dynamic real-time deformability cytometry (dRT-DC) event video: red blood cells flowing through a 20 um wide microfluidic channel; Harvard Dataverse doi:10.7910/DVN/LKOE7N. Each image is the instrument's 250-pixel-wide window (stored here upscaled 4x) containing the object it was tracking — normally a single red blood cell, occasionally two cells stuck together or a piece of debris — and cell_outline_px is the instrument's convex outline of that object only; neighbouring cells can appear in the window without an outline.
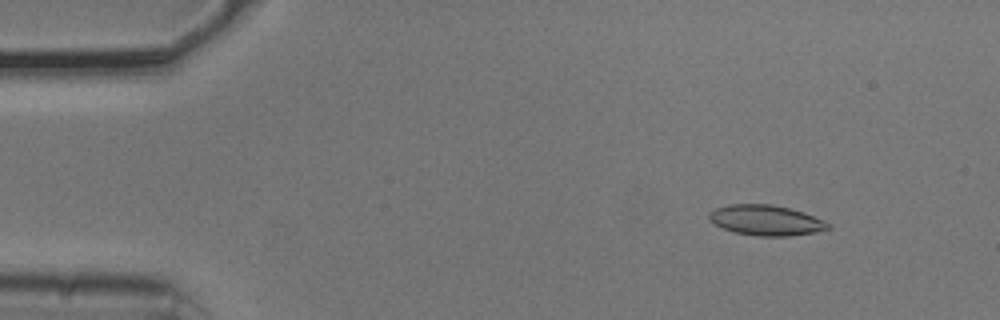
{"species": "common noctule bat (a hibernating species)", "species_latin": "Nyctalus noctula", "temperature_condition": "cold", "stored_images_in_passage": 19, "camera_frame_rate_fps": 3000, "um_per_image_px": 0.085, "animal": {"sex": "male", "body_mass_g": 20.5, "forearm_length_mm": 52.5}, "frame": {"image": 1, "passage_image": 6, "time_ms": 1.667, "image_size_px": [1000, 320], "cell_outline_px": [[832, 228], [816, 232], [792, 236], [756, 236], [736, 232], [724, 228], [708, 220], [708, 212], [716, 208], [728, 204], [772, 204], [804, 212], [824, 220], [832, 224]], "centroid_in_image_um": [65.14, 18.72], "position_along_channel_um": 19.9, "area_um2": 21.21}}
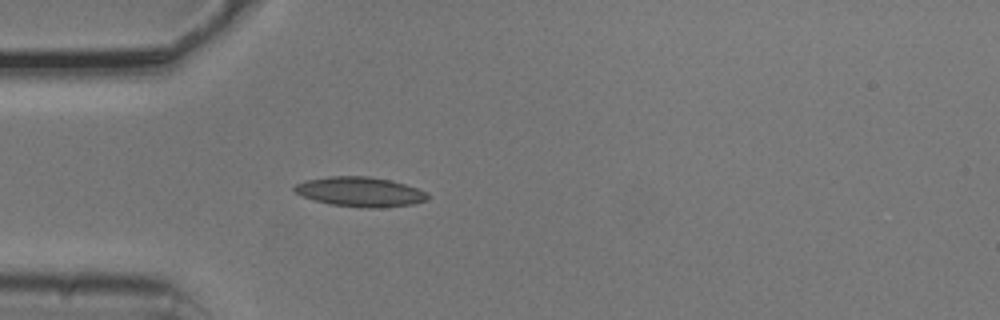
{"frame": {"image": 2, "passage_image": 15, "time_ms": 4.667, "image_size_px": [1000, 320], "cell_outline_px": [[428, 200], [412, 204], [380, 208], [368, 208], [332, 204], [316, 200], [304, 196], [296, 192], [292, 188], [296, 184], [304, 180], [328, 176], [368, 176], [388, 180], [404, 184], [428, 192]], "centroid_in_image_um": [30.62, 16.3], "position_along_channel_um": 54.4, "area_um2": 22.83}}
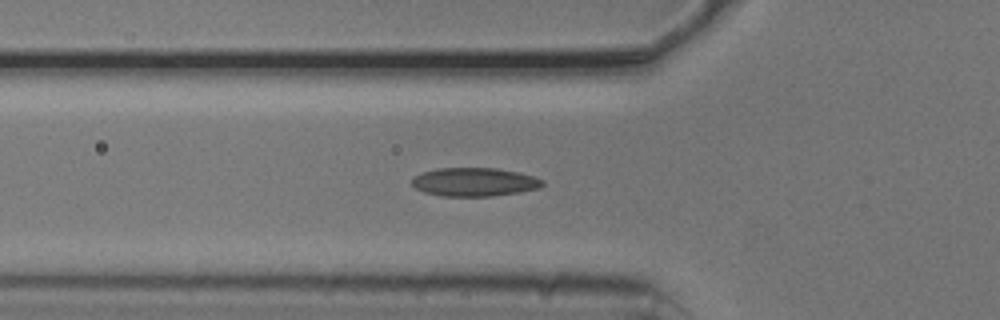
{"frame": {"image": 3, "passage_image": 18, "time_ms": 5.667, "image_size_px": [1000, 320], "cell_outline_px": [[544, 184], [540, 188], [520, 192], [492, 196], [444, 196], [424, 192], [416, 188], [412, 184], [412, 176], [436, 168], [496, 168], [520, 172], [544, 180]], "centroid_in_image_um": [40.34, 15.46], "position_along_channel_um": 85.5, "area_um2": 21.79}}